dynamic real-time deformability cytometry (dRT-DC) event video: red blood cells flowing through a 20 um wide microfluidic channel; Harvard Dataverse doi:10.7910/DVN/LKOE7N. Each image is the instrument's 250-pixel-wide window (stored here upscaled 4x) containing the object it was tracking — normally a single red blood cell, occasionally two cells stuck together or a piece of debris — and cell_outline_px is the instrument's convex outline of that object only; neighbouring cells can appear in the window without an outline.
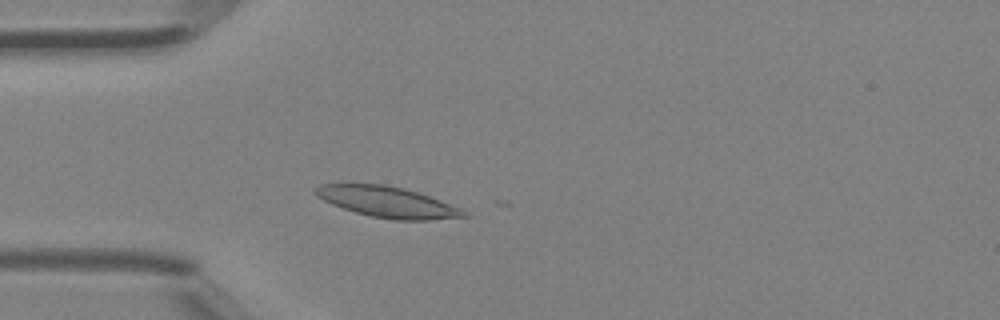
{"species": "Egyptian fruit bat (a non-hibernating species)", "species_latin": "Rousettus aegyptiacus", "temperature_condition": "room temperature", "stored_images_in_passage": 5, "camera_frame_rate_fps": 3000, "um_per_image_px": 0.085, "animal": {"sex": "female"}, "frame": {"image": 1, "passage_image": 5, "time_ms": 1.333, "image_size_px": [1000, 320], "cell_outline_px": [[468, 216], [428, 220], [396, 220], [372, 216], [356, 212], [332, 204], [316, 196], [312, 192], [312, 188], [320, 184], [380, 184], [404, 188], [440, 200], [460, 208], [468, 212]], "centroid_in_image_um": [32.9, 17.16], "position_along_channel_um": 52.1, "area_um2": 26.36}}